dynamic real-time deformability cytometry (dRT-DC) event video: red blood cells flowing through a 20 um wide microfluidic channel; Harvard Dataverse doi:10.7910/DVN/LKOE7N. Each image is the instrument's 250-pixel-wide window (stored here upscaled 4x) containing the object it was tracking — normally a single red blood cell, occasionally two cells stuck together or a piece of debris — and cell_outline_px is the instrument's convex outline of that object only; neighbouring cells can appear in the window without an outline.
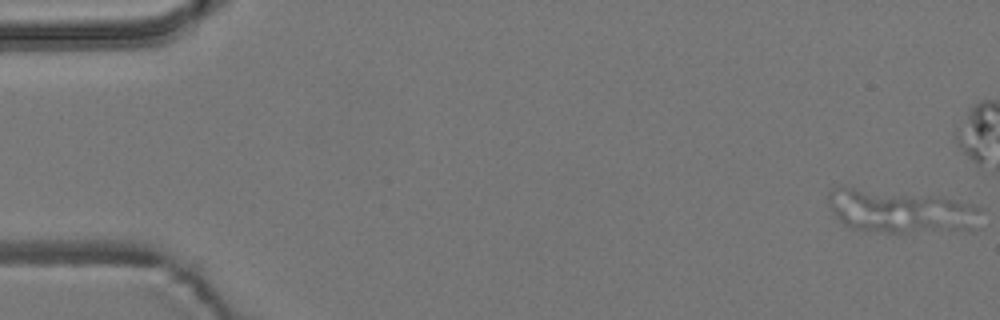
{"species": "common noctule bat (a hibernating species)", "species_latin": "Nyctalus noctula", "temperature_condition": "room temperature", "stored_images_in_passage": 17, "segment_of_instrument_passage": [1, 2], "camera_frame_rate_fps": 3000, "um_per_image_px": 0.085, "animal": {"sex": "male", "body_mass_g": 19.2, "forearm_length_mm": 51.8}, "frame": {"image": 1, "passage_image": 1, "time_ms": 0.0, "image_size_px": [1000, 320], "cell_outline_px": [[984, 208], [980, 228], [976, 232], [888, 232], [852, 228], [844, 224], [836, 216], [828, 204], [828, 192], [832, 188], [852, 188], [936, 196], [972, 204]], "centroid_in_image_um": [76.75, 18.0], "position_along_channel_um": 8.3, "area_um2": 39.13}}